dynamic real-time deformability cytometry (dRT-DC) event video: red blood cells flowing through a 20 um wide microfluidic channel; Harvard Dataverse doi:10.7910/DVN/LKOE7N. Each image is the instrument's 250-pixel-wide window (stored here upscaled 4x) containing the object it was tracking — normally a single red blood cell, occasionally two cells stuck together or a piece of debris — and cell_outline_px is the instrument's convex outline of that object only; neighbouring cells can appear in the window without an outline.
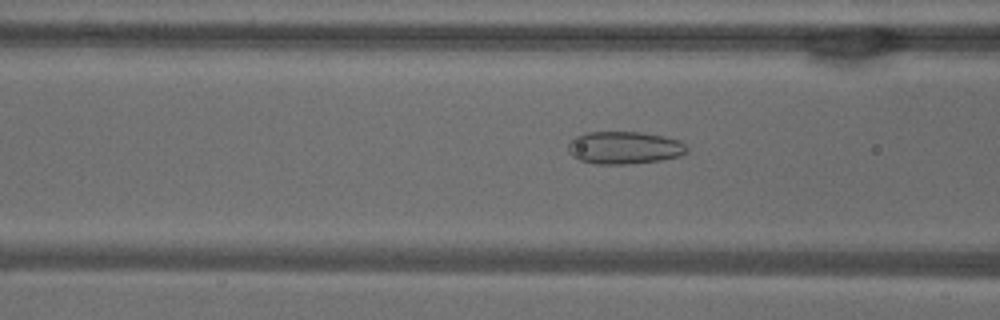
{"species": "common noctule bat (a hibernating species)", "species_latin": "Nyctalus noctula", "temperature_condition": "warm", "stored_images_in_passage": 39, "camera_frame_rate_fps": 3000, "um_per_image_px": 0.085, "animal": {"sex": "male", "body_mass_g": 18.8}, "frame": {"image": 1, "passage_image": 7, "time_ms": 2.0, "image_size_px": [1000, 320], "cell_outline_px": [[688, 152], [680, 156], [660, 160], [628, 164], [596, 164], [580, 160], [572, 156], [568, 152], [568, 144], [576, 136], [588, 132], [640, 132], [664, 136], [680, 140], [688, 148]], "centroid_in_image_um": [53.08, 12.56], "position_along_channel_um": 113.5, "area_um2": 22.6}}
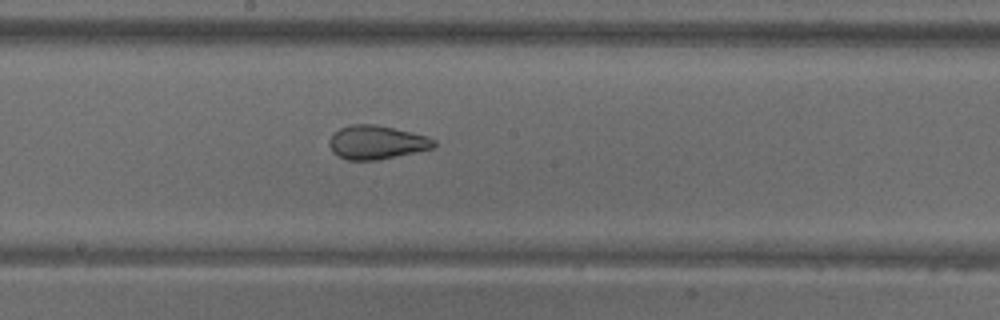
{"frame": {"image": 2, "passage_image": 15, "time_ms": 4.667, "image_size_px": [1000, 320], "cell_outline_px": [[436, 144], [432, 148], [380, 160], [348, 160], [332, 152], [328, 144], [328, 140], [340, 128], [348, 124], [376, 124], [412, 132], [428, 136], [436, 140]], "centroid_in_image_um": [32.01, 12.09], "position_along_channel_um": 216.2, "area_um2": 20.63}}
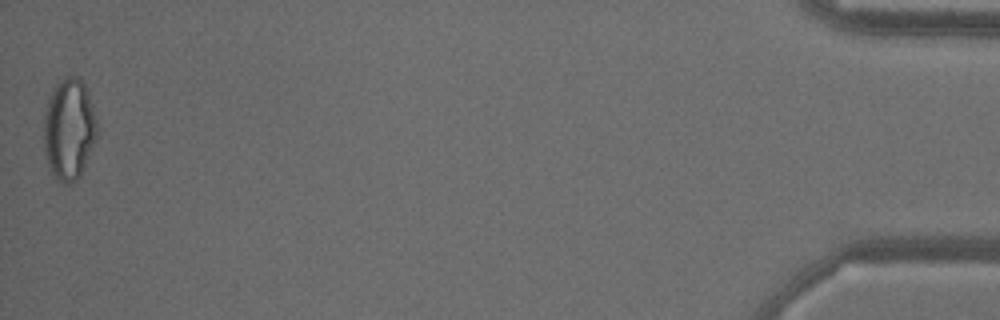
{"frame": {"image": 3, "passage_image": 39, "time_ms": 12.667, "image_size_px": [1000, 320], "cell_outline_px": [[96, 140], [80, 176], [72, 184], [64, 184], [56, 180], [48, 164], [44, 152], [44, 116], [48, 100], [56, 84], [60, 80], [68, 76], [76, 76], [84, 84], [96, 120]], "centroid_in_image_um": [5.85, 11.03], "position_along_channel_um": 429.4, "area_um2": 31.15}, "authors_computed_cell_mechanics": {"area_um2": 22.5998, "velocity_mm_per_s": 3.8349, "shape_relaxation_time_tau1_ms": null, "shape_relaxation_time_tau2_ms": 1.3221, "deformation_change_tau1": null, "deformation_change_tau2": 0.0869}}